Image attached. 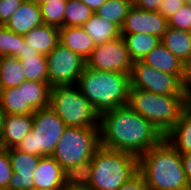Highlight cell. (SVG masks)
Instances as JSON below:
<instances>
[{
	"instance_id": "1",
	"label": "cell",
	"mask_w": 191,
	"mask_h": 190,
	"mask_svg": "<svg viewBox=\"0 0 191 190\" xmlns=\"http://www.w3.org/2000/svg\"><path fill=\"white\" fill-rule=\"evenodd\" d=\"M99 135L100 146L138 158L164 139L151 122L128 105L100 114Z\"/></svg>"
},
{
	"instance_id": "2",
	"label": "cell",
	"mask_w": 191,
	"mask_h": 190,
	"mask_svg": "<svg viewBox=\"0 0 191 190\" xmlns=\"http://www.w3.org/2000/svg\"><path fill=\"white\" fill-rule=\"evenodd\" d=\"M139 173L148 190H191L181 155L165 139L139 157Z\"/></svg>"
},
{
	"instance_id": "3",
	"label": "cell",
	"mask_w": 191,
	"mask_h": 190,
	"mask_svg": "<svg viewBox=\"0 0 191 190\" xmlns=\"http://www.w3.org/2000/svg\"><path fill=\"white\" fill-rule=\"evenodd\" d=\"M77 86L95 110L102 114L127 105L130 75L85 66Z\"/></svg>"
},
{
	"instance_id": "4",
	"label": "cell",
	"mask_w": 191,
	"mask_h": 190,
	"mask_svg": "<svg viewBox=\"0 0 191 190\" xmlns=\"http://www.w3.org/2000/svg\"><path fill=\"white\" fill-rule=\"evenodd\" d=\"M91 160L90 187L95 190H118L139 172V158L124 151L100 146Z\"/></svg>"
},
{
	"instance_id": "5",
	"label": "cell",
	"mask_w": 191,
	"mask_h": 190,
	"mask_svg": "<svg viewBox=\"0 0 191 190\" xmlns=\"http://www.w3.org/2000/svg\"><path fill=\"white\" fill-rule=\"evenodd\" d=\"M127 105L165 136L187 105L185 96L161 95L130 87Z\"/></svg>"
},
{
	"instance_id": "6",
	"label": "cell",
	"mask_w": 191,
	"mask_h": 190,
	"mask_svg": "<svg viewBox=\"0 0 191 190\" xmlns=\"http://www.w3.org/2000/svg\"><path fill=\"white\" fill-rule=\"evenodd\" d=\"M49 107L67 127L99 128L100 114L77 85L51 87Z\"/></svg>"
},
{
	"instance_id": "7",
	"label": "cell",
	"mask_w": 191,
	"mask_h": 190,
	"mask_svg": "<svg viewBox=\"0 0 191 190\" xmlns=\"http://www.w3.org/2000/svg\"><path fill=\"white\" fill-rule=\"evenodd\" d=\"M32 115V130L16 149L41 157L52 156L67 126L49 106L35 110Z\"/></svg>"
},
{
	"instance_id": "8",
	"label": "cell",
	"mask_w": 191,
	"mask_h": 190,
	"mask_svg": "<svg viewBox=\"0 0 191 190\" xmlns=\"http://www.w3.org/2000/svg\"><path fill=\"white\" fill-rule=\"evenodd\" d=\"M100 147L99 128L67 127L52 157L65 169L91 160Z\"/></svg>"
},
{
	"instance_id": "9",
	"label": "cell",
	"mask_w": 191,
	"mask_h": 190,
	"mask_svg": "<svg viewBox=\"0 0 191 190\" xmlns=\"http://www.w3.org/2000/svg\"><path fill=\"white\" fill-rule=\"evenodd\" d=\"M46 58L51 87L77 85L86 66L83 57L59 42Z\"/></svg>"
},
{
	"instance_id": "10",
	"label": "cell",
	"mask_w": 191,
	"mask_h": 190,
	"mask_svg": "<svg viewBox=\"0 0 191 190\" xmlns=\"http://www.w3.org/2000/svg\"><path fill=\"white\" fill-rule=\"evenodd\" d=\"M130 87L161 95L184 96L183 81L177 75L161 72L142 60L132 65Z\"/></svg>"
},
{
	"instance_id": "11",
	"label": "cell",
	"mask_w": 191,
	"mask_h": 190,
	"mask_svg": "<svg viewBox=\"0 0 191 190\" xmlns=\"http://www.w3.org/2000/svg\"><path fill=\"white\" fill-rule=\"evenodd\" d=\"M133 63L122 36L96 45L91 56L86 60V66L89 68L128 75H130Z\"/></svg>"
},
{
	"instance_id": "12",
	"label": "cell",
	"mask_w": 191,
	"mask_h": 190,
	"mask_svg": "<svg viewBox=\"0 0 191 190\" xmlns=\"http://www.w3.org/2000/svg\"><path fill=\"white\" fill-rule=\"evenodd\" d=\"M168 27L159 11H145L132 5L121 26V34H149L162 38Z\"/></svg>"
},
{
	"instance_id": "13",
	"label": "cell",
	"mask_w": 191,
	"mask_h": 190,
	"mask_svg": "<svg viewBox=\"0 0 191 190\" xmlns=\"http://www.w3.org/2000/svg\"><path fill=\"white\" fill-rule=\"evenodd\" d=\"M7 150L13 173L6 190H34V169L41 156L28 154L16 148Z\"/></svg>"
},
{
	"instance_id": "14",
	"label": "cell",
	"mask_w": 191,
	"mask_h": 190,
	"mask_svg": "<svg viewBox=\"0 0 191 190\" xmlns=\"http://www.w3.org/2000/svg\"><path fill=\"white\" fill-rule=\"evenodd\" d=\"M42 24L40 6L33 0H23L20 7L4 26L14 33L24 36L36 26Z\"/></svg>"
},
{
	"instance_id": "15",
	"label": "cell",
	"mask_w": 191,
	"mask_h": 190,
	"mask_svg": "<svg viewBox=\"0 0 191 190\" xmlns=\"http://www.w3.org/2000/svg\"><path fill=\"white\" fill-rule=\"evenodd\" d=\"M32 127V114H6L0 147L6 149L16 148L22 139L32 130Z\"/></svg>"
},
{
	"instance_id": "16",
	"label": "cell",
	"mask_w": 191,
	"mask_h": 190,
	"mask_svg": "<svg viewBox=\"0 0 191 190\" xmlns=\"http://www.w3.org/2000/svg\"><path fill=\"white\" fill-rule=\"evenodd\" d=\"M34 189L66 188L64 169L52 157H41L33 174Z\"/></svg>"
},
{
	"instance_id": "17",
	"label": "cell",
	"mask_w": 191,
	"mask_h": 190,
	"mask_svg": "<svg viewBox=\"0 0 191 190\" xmlns=\"http://www.w3.org/2000/svg\"><path fill=\"white\" fill-rule=\"evenodd\" d=\"M142 61L161 72L177 75L182 81L184 80L185 64L162 43L153 48Z\"/></svg>"
},
{
	"instance_id": "18",
	"label": "cell",
	"mask_w": 191,
	"mask_h": 190,
	"mask_svg": "<svg viewBox=\"0 0 191 190\" xmlns=\"http://www.w3.org/2000/svg\"><path fill=\"white\" fill-rule=\"evenodd\" d=\"M164 139L179 153L191 152V105H186L180 118Z\"/></svg>"
},
{
	"instance_id": "19",
	"label": "cell",
	"mask_w": 191,
	"mask_h": 190,
	"mask_svg": "<svg viewBox=\"0 0 191 190\" xmlns=\"http://www.w3.org/2000/svg\"><path fill=\"white\" fill-rule=\"evenodd\" d=\"M60 43L87 60L95 48L92 38L82 27L59 28Z\"/></svg>"
},
{
	"instance_id": "20",
	"label": "cell",
	"mask_w": 191,
	"mask_h": 190,
	"mask_svg": "<svg viewBox=\"0 0 191 190\" xmlns=\"http://www.w3.org/2000/svg\"><path fill=\"white\" fill-rule=\"evenodd\" d=\"M24 39L40 54L47 56L60 42L59 28L42 24L26 33Z\"/></svg>"
},
{
	"instance_id": "21",
	"label": "cell",
	"mask_w": 191,
	"mask_h": 190,
	"mask_svg": "<svg viewBox=\"0 0 191 190\" xmlns=\"http://www.w3.org/2000/svg\"><path fill=\"white\" fill-rule=\"evenodd\" d=\"M161 43L185 65L191 61V35L189 31L167 27Z\"/></svg>"
},
{
	"instance_id": "22",
	"label": "cell",
	"mask_w": 191,
	"mask_h": 190,
	"mask_svg": "<svg viewBox=\"0 0 191 190\" xmlns=\"http://www.w3.org/2000/svg\"><path fill=\"white\" fill-rule=\"evenodd\" d=\"M82 28L92 38L95 46L122 36L121 28L117 24L100 17L95 12Z\"/></svg>"
},
{
	"instance_id": "23",
	"label": "cell",
	"mask_w": 191,
	"mask_h": 190,
	"mask_svg": "<svg viewBox=\"0 0 191 190\" xmlns=\"http://www.w3.org/2000/svg\"><path fill=\"white\" fill-rule=\"evenodd\" d=\"M0 108L5 114H33L35 110L25 105L24 82L14 88L2 89Z\"/></svg>"
},
{
	"instance_id": "24",
	"label": "cell",
	"mask_w": 191,
	"mask_h": 190,
	"mask_svg": "<svg viewBox=\"0 0 191 190\" xmlns=\"http://www.w3.org/2000/svg\"><path fill=\"white\" fill-rule=\"evenodd\" d=\"M127 50L134 61L142 60L153 48L161 43V38L149 34H121Z\"/></svg>"
},
{
	"instance_id": "25",
	"label": "cell",
	"mask_w": 191,
	"mask_h": 190,
	"mask_svg": "<svg viewBox=\"0 0 191 190\" xmlns=\"http://www.w3.org/2000/svg\"><path fill=\"white\" fill-rule=\"evenodd\" d=\"M26 81L20 59L13 56L0 57V83L2 89L14 88Z\"/></svg>"
},
{
	"instance_id": "26",
	"label": "cell",
	"mask_w": 191,
	"mask_h": 190,
	"mask_svg": "<svg viewBox=\"0 0 191 190\" xmlns=\"http://www.w3.org/2000/svg\"><path fill=\"white\" fill-rule=\"evenodd\" d=\"M51 86L48 82L24 81L25 105L34 110L49 106Z\"/></svg>"
},
{
	"instance_id": "27",
	"label": "cell",
	"mask_w": 191,
	"mask_h": 190,
	"mask_svg": "<svg viewBox=\"0 0 191 190\" xmlns=\"http://www.w3.org/2000/svg\"><path fill=\"white\" fill-rule=\"evenodd\" d=\"M26 81L48 82V64L45 55H24L19 58Z\"/></svg>"
},
{
	"instance_id": "28",
	"label": "cell",
	"mask_w": 191,
	"mask_h": 190,
	"mask_svg": "<svg viewBox=\"0 0 191 190\" xmlns=\"http://www.w3.org/2000/svg\"><path fill=\"white\" fill-rule=\"evenodd\" d=\"M92 160L83 161L64 169V186L67 189L88 187L91 182Z\"/></svg>"
},
{
	"instance_id": "29",
	"label": "cell",
	"mask_w": 191,
	"mask_h": 190,
	"mask_svg": "<svg viewBox=\"0 0 191 190\" xmlns=\"http://www.w3.org/2000/svg\"><path fill=\"white\" fill-rule=\"evenodd\" d=\"M132 5L133 0H106L95 13L121 28Z\"/></svg>"
},
{
	"instance_id": "30",
	"label": "cell",
	"mask_w": 191,
	"mask_h": 190,
	"mask_svg": "<svg viewBox=\"0 0 191 190\" xmlns=\"http://www.w3.org/2000/svg\"><path fill=\"white\" fill-rule=\"evenodd\" d=\"M93 13L81 0H67L64 27H82Z\"/></svg>"
},
{
	"instance_id": "31",
	"label": "cell",
	"mask_w": 191,
	"mask_h": 190,
	"mask_svg": "<svg viewBox=\"0 0 191 190\" xmlns=\"http://www.w3.org/2000/svg\"><path fill=\"white\" fill-rule=\"evenodd\" d=\"M67 0H52L41 4V16L43 24L64 27V15L66 11Z\"/></svg>"
},
{
	"instance_id": "32",
	"label": "cell",
	"mask_w": 191,
	"mask_h": 190,
	"mask_svg": "<svg viewBox=\"0 0 191 190\" xmlns=\"http://www.w3.org/2000/svg\"><path fill=\"white\" fill-rule=\"evenodd\" d=\"M24 36L14 33L3 25H0V57L13 56L20 58L21 44H24Z\"/></svg>"
},
{
	"instance_id": "33",
	"label": "cell",
	"mask_w": 191,
	"mask_h": 190,
	"mask_svg": "<svg viewBox=\"0 0 191 190\" xmlns=\"http://www.w3.org/2000/svg\"><path fill=\"white\" fill-rule=\"evenodd\" d=\"M168 26L185 31H191V7L184 4L169 19Z\"/></svg>"
},
{
	"instance_id": "34",
	"label": "cell",
	"mask_w": 191,
	"mask_h": 190,
	"mask_svg": "<svg viewBox=\"0 0 191 190\" xmlns=\"http://www.w3.org/2000/svg\"><path fill=\"white\" fill-rule=\"evenodd\" d=\"M12 167L8 150L0 147V188L6 190L12 177Z\"/></svg>"
},
{
	"instance_id": "35",
	"label": "cell",
	"mask_w": 191,
	"mask_h": 190,
	"mask_svg": "<svg viewBox=\"0 0 191 190\" xmlns=\"http://www.w3.org/2000/svg\"><path fill=\"white\" fill-rule=\"evenodd\" d=\"M23 0H0V25H5Z\"/></svg>"
},
{
	"instance_id": "36",
	"label": "cell",
	"mask_w": 191,
	"mask_h": 190,
	"mask_svg": "<svg viewBox=\"0 0 191 190\" xmlns=\"http://www.w3.org/2000/svg\"><path fill=\"white\" fill-rule=\"evenodd\" d=\"M184 4V0H162L159 8V13L166 19H169Z\"/></svg>"
},
{
	"instance_id": "37",
	"label": "cell",
	"mask_w": 191,
	"mask_h": 190,
	"mask_svg": "<svg viewBox=\"0 0 191 190\" xmlns=\"http://www.w3.org/2000/svg\"><path fill=\"white\" fill-rule=\"evenodd\" d=\"M118 190H148L144 177L138 172Z\"/></svg>"
},
{
	"instance_id": "38",
	"label": "cell",
	"mask_w": 191,
	"mask_h": 190,
	"mask_svg": "<svg viewBox=\"0 0 191 190\" xmlns=\"http://www.w3.org/2000/svg\"><path fill=\"white\" fill-rule=\"evenodd\" d=\"M183 93L186 99V103L191 105V61L185 65Z\"/></svg>"
},
{
	"instance_id": "39",
	"label": "cell",
	"mask_w": 191,
	"mask_h": 190,
	"mask_svg": "<svg viewBox=\"0 0 191 190\" xmlns=\"http://www.w3.org/2000/svg\"><path fill=\"white\" fill-rule=\"evenodd\" d=\"M162 0H133V5L145 11H159Z\"/></svg>"
},
{
	"instance_id": "40",
	"label": "cell",
	"mask_w": 191,
	"mask_h": 190,
	"mask_svg": "<svg viewBox=\"0 0 191 190\" xmlns=\"http://www.w3.org/2000/svg\"><path fill=\"white\" fill-rule=\"evenodd\" d=\"M187 181L191 185V152L180 154Z\"/></svg>"
},
{
	"instance_id": "41",
	"label": "cell",
	"mask_w": 191,
	"mask_h": 190,
	"mask_svg": "<svg viewBox=\"0 0 191 190\" xmlns=\"http://www.w3.org/2000/svg\"><path fill=\"white\" fill-rule=\"evenodd\" d=\"M29 54L40 55L38 51H36L34 48H32L24 41V44H21L20 48V58H24V55H29Z\"/></svg>"
},
{
	"instance_id": "42",
	"label": "cell",
	"mask_w": 191,
	"mask_h": 190,
	"mask_svg": "<svg viewBox=\"0 0 191 190\" xmlns=\"http://www.w3.org/2000/svg\"><path fill=\"white\" fill-rule=\"evenodd\" d=\"M106 0H81L85 5H87L93 12H96L99 7H101Z\"/></svg>"
},
{
	"instance_id": "43",
	"label": "cell",
	"mask_w": 191,
	"mask_h": 190,
	"mask_svg": "<svg viewBox=\"0 0 191 190\" xmlns=\"http://www.w3.org/2000/svg\"><path fill=\"white\" fill-rule=\"evenodd\" d=\"M5 113L3 110L0 108V140L3 134V127H4V118H5Z\"/></svg>"
},
{
	"instance_id": "44",
	"label": "cell",
	"mask_w": 191,
	"mask_h": 190,
	"mask_svg": "<svg viewBox=\"0 0 191 190\" xmlns=\"http://www.w3.org/2000/svg\"><path fill=\"white\" fill-rule=\"evenodd\" d=\"M67 190H95L92 187L88 186V187H77V188H71V189H67Z\"/></svg>"
},
{
	"instance_id": "45",
	"label": "cell",
	"mask_w": 191,
	"mask_h": 190,
	"mask_svg": "<svg viewBox=\"0 0 191 190\" xmlns=\"http://www.w3.org/2000/svg\"><path fill=\"white\" fill-rule=\"evenodd\" d=\"M34 2H36L38 5H41V4H45L49 1H52V0H33Z\"/></svg>"
},
{
	"instance_id": "46",
	"label": "cell",
	"mask_w": 191,
	"mask_h": 190,
	"mask_svg": "<svg viewBox=\"0 0 191 190\" xmlns=\"http://www.w3.org/2000/svg\"><path fill=\"white\" fill-rule=\"evenodd\" d=\"M34 190H66V188H48V189H34Z\"/></svg>"
},
{
	"instance_id": "47",
	"label": "cell",
	"mask_w": 191,
	"mask_h": 190,
	"mask_svg": "<svg viewBox=\"0 0 191 190\" xmlns=\"http://www.w3.org/2000/svg\"><path fill=\"white\" fill-rule=\"evenodd\" d=\"M185 4L191 7V0H184Z\"/></svg>"
},
{
	"instance_id": "48",
	"label": "cell",
	"mask_w": 191,
	"mask_h": 190,
	"mask_svg": "<svg viewBox=\"0 0 191 190\" xmlns=\"http://www.w3.org/2000/svg\"><path fill=\"white\" fill-rule=\"evenodd\" d=\"M1 93H2V87H1V83H0V99H1Z\"/></svg>"
}]
</instances>
